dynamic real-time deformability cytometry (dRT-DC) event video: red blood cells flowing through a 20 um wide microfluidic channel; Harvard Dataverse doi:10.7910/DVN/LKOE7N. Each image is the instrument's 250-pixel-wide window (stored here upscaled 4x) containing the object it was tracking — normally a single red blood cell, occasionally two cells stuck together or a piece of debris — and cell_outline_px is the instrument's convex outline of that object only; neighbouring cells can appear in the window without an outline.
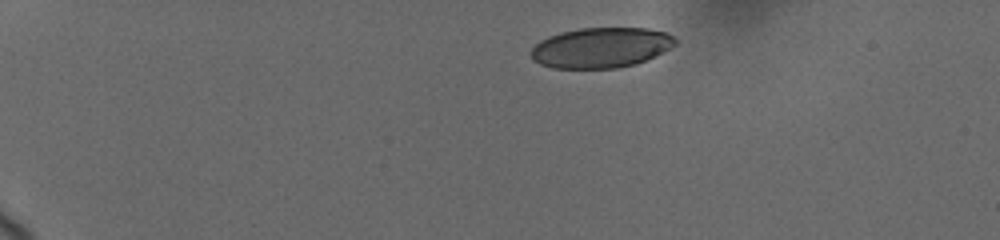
{"species": "human", "species_latin": "Homo sapiens", "temperature_condition": "cold", "stored_images_in_passage": 18, "camera_frame_rate_fps": 3000, "um_per_image_px": 0.085, "donor": {"sex": "female"}, "frame": {"image": 1, "passage_image": 1, "time_ms": 0.0, "image_size_px": [1000, 240], "cell_outline_px": [[676, 44], [636, 64], [616, 68], [552, 68], [540, 64], [532, 60], [532, 48], [540, 40], [548, 36], [580, 28], [648, 28], [664, 32], [672, 36], [676, 40]], "centroid_in_image_um": [51.04, 4.05], "position_along_channel_um": 34.0, "area_um2": 33.47}}
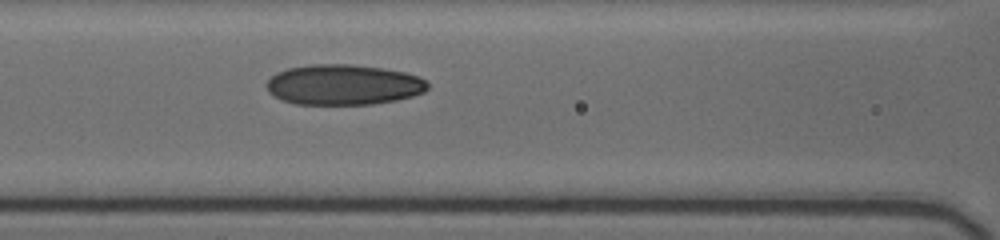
{"frame": {"image": 2, "passage_image": 11, "time_ms": 5.333, "image_size_px": [1000, 240], "cell_outline_px": [[428, 88], [424, 92], [412, 96], [396, 100], [372, 104], [296, 104], [284, 100], [268, 92], [268, 80], [276, 72], [288, 68], [312, 64], [352, 64], [384, 68], [404, 72], [416, 76], [424, 80], [428, 84]], "centroid_in_image_um": [29.2, 7.19], "position_along_channel_um": 137.4, "area_um2": 37.74}}
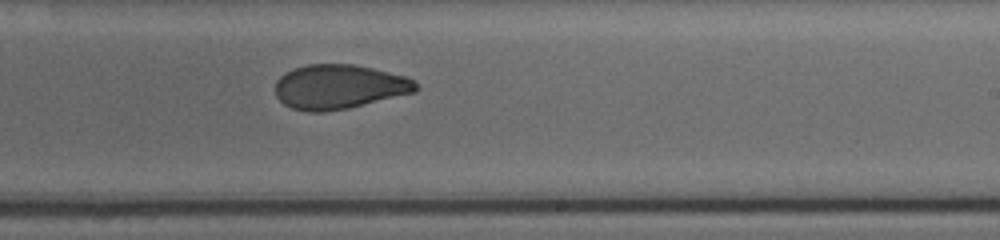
{"frame": {"image": 3, "passage_image": 18, "time_ms": 8.667, "image_size_px": [1000, 240], "cell_outline_px": [[420, 88], [416, 92], [348, 108], [324, 112], [308, 112], [292, 108], [284, 104], [276, 96], [276, 80], [284, 72], [308, 64], [352, 64], [372, 68], [404, 76], [416, 80], [420, 84]], "centroid_in_image_um": [28.84, 7.38], "position_along_channel_um": 260.2, "area_um2": 36.53}}